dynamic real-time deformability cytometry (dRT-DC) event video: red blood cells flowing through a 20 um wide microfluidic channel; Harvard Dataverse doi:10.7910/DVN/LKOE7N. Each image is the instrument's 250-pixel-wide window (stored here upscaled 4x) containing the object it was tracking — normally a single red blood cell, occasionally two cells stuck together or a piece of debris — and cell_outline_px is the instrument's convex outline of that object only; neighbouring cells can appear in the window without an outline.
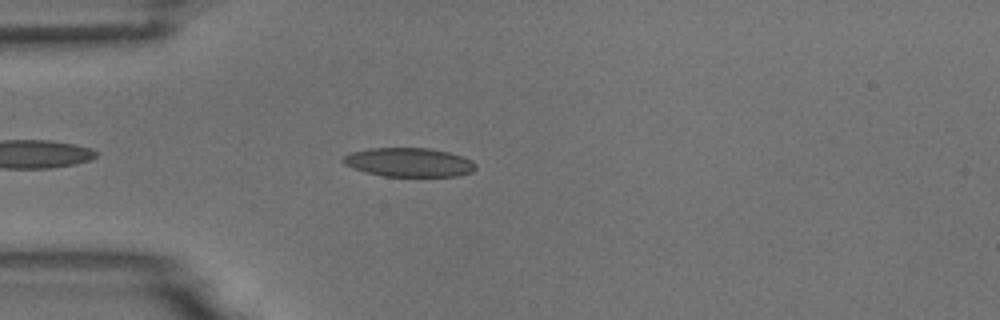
{"species": "common noctule bat (a hibernating species)", "species_latin": "Nyctalus noctula", "temperature_condition": "room temperature", "stored_images_in_passage": 16, "camera_frame_rate_fps": 3000, "um_per_image_px": 0.085, "animal": {"sex": "male", "body_mass_g": 18.8}, "frame": {"image": 1, "passage_image": 5, "time_ms": 1.333, "image_size_px": [1000, 320], "cell_outline_px": [[476, 168], [472, 172], [456, 176], [384, 176], [364, 172], [352, 168], [344, 164], [340, 160], [340, 156], [348, 152], [368, 148], [432, 148], [464, 156], [472, 160], [476, 164]], "centroid_in_image_um": [34.71, 13.78], "position_along_channel_um": 50.3, "area_um2": 22.77}}